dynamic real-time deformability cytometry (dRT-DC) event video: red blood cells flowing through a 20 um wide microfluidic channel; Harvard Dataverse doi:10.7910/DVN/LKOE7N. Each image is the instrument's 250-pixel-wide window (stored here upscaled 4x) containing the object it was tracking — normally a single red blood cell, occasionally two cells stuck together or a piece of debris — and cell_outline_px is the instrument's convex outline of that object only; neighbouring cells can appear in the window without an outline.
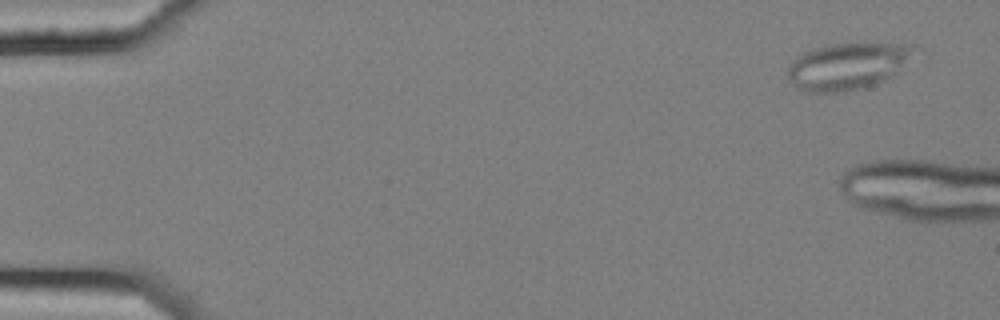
{"species": "common noctule bat (a hibernating species)", "species_latin": "Nyctalus noctula", "temperature_condition": "cold", "stored_images_in_passage": 3, "camera_frame_rate_fps": 3000, "um_per_image_px": 0.085, "animal": {"sex": "female", "body_mass_g": 25.1}, "frame": {"image": 1, "passage_image": 1, "time_ms": 0.0, "image_size_px": [1000, 320], "cell_outline_px": [[912, 48], [896, 72], [884, 80], [876, 84], [864, 88], [844, 92], [808, 92], [796, 88], [788, 76], [788, 64], [796, 56], [812, 48], [832, 44], [912, 44]], "centroid_in_image_um": [71.89, 5.65], "position_along_channel_um": 13.1, "area_um2": 33.64}}